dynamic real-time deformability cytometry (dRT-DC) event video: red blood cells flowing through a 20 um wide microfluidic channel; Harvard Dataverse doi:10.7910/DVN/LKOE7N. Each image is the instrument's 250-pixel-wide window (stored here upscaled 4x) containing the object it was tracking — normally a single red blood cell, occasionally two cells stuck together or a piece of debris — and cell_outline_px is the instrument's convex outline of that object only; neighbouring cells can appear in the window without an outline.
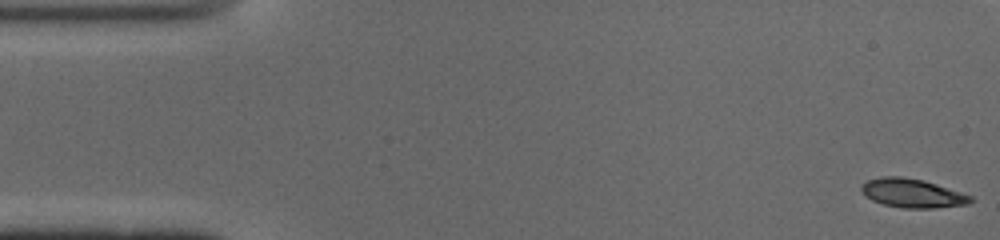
{"species": "common noctule bat (a hibernating species)", "species_latin": "Nyctalus noctula", "temperature_condition": "cold", "stored_images_in_passage": 52, "camera_frame_rate_fps": 3000, "um_per_image_px": 0.085, "animal": {"sex": "male", "body_mass_g": 19.0, "forearm_length_mm": 50.8}, "frame": {"image": 1, "passage_image": 1, "time_ms": 0.0, "image_size_px": [1000, 240], "cell_outline_px": [[976, 200], [968, 204], [932, 208], [904, 208], [884, 204], [872, 200], [864, 196], [860, 192], [860, 184], [868, 180], [884, 176], [900, 176], [924, 180], [972, 196]], "centroid_in_image_um": [77.52, 16.42], "position_along_channel_um": 7.5, "area_um2": 18.44}}
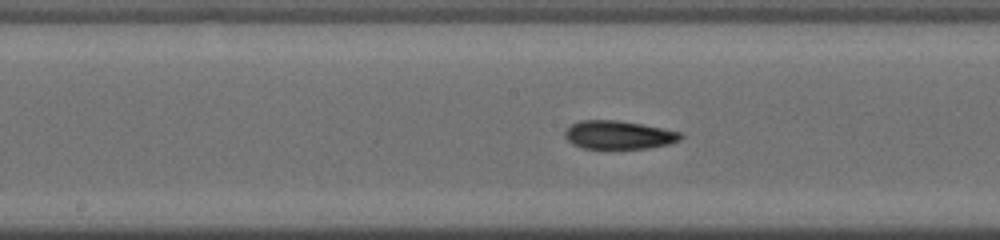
{"frame": {"image": 2, "passage_image": 25, "time_ms": 8.0, "image_size_px": [1000, 240], "cell_outline_px": [[684, 136], [680, 140], [668, 144], [648, 148], [584, 148], [572, 144], [564, 136], [564, 132], [572, 124], [580, 120], [616, 120], [640, 124], [680, 132]], "centroid_in_image_um": [52.57, 11.47], "position_along_channel_um": 195.6, "area_um2": 18.9}}
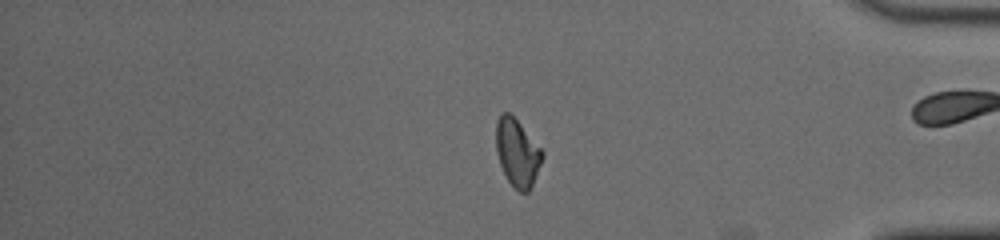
{"frame": {"image": 3, "passage_image": 42, "time_ms": 13.667, "image_size_px": [1000, 240], "cell_outline_px": [[544, 156], [532, 184], [528, 192], [520, 192], [508, 180], [500, 164], [496, 152], [496, 120], [504, 112], [508, 112], [520, 124], [544, 152]], "centroid_in_image_um": [43.96, 12.97], "position_along_channel_um": 391.2, "area_um2": 17.8}, "authors_computed_cell_mechanics": {"area_um2": 18.5827, "velocity_mm_per_s": 3.935, "shape_relaxation_time_tau1_ms": 5.0993, "shape_relaxation_time_tau2_ms": 2.5052, "deformation_change_tau1": 0.1676, "deformation_change_tau2": 0.089}}